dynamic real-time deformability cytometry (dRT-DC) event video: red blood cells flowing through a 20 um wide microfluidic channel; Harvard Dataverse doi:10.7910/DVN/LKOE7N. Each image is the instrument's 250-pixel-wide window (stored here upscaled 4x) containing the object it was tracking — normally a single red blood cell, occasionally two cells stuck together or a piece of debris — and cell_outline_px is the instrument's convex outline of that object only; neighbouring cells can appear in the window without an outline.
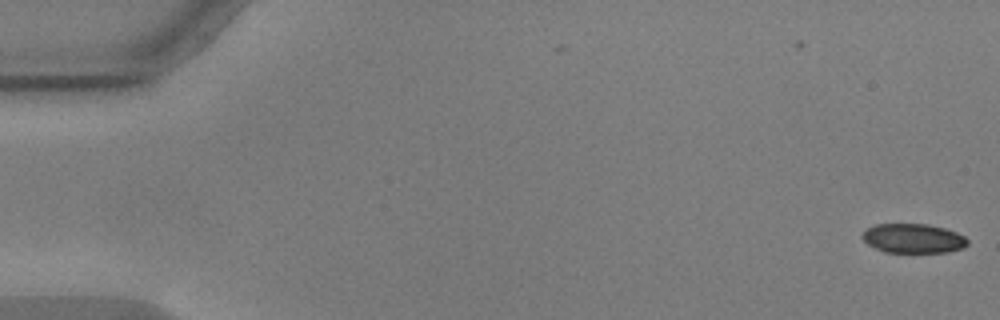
{"species": "common noctule bat (a hibernating species)", "species_latin": "Nyctalus noctula", "temperature_condition": "warm", "stored_images_in_passage": 4, "camera_frame_rate_fps": 3000, "um_per_image_px": 0.085, "animal": {"sex": "male", "body_mass_g": 17.9, "forearm_length_mm": 54.2}, "frame": {"image": 1, "passage_image": 4, "time_ms": 1.0, "image_size_px": [1000, 320], "cell_outline_px": [[968, 244], [964, 248], [948, 252], [884, 252], [868, 244], [860, 236], [868, 228], [876, 224], [928, 224], [944, 228], [956, 232], [964, 236], [968, 240]], "centroid_in_image_um": [77.64, 20.26], "position_along_channel_um": 7.4, "area_um2": 17.98}}